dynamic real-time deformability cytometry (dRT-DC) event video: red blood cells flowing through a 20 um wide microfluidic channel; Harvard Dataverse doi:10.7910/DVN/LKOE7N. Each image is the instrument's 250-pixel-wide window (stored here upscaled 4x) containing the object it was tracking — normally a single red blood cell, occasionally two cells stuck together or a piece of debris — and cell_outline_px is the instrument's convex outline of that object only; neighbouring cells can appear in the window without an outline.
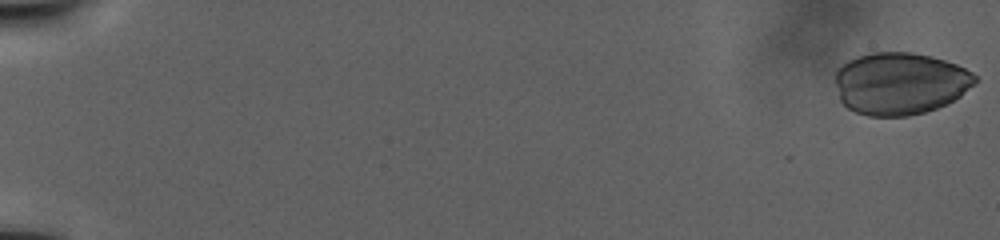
{"species": "human", "species_latin": "Homo sapiens", "temperature_condition": "warm", "stored_images_in_passage": 66, "camera_frame_rate_fps": 3000, "um_per_image_px": 0.085, "donor": {"sex": "male"}, "frame": {"image": 1, "passage_image": 1, "time_ms": 0.0, "image_size_px": [1000, 240], "cell_outline_px": [[980, 80], [960, 96], [948, 104], [924, 112], [908, 116], [868, 116], [856, 112], [848, 108], [840, 100], [836, 84], [836, 72], [848, 60], [872, 52], [912, 52], [932, 56], [956, 64], [972, 72]], "centroid_in_image_um": [76.54, 7.09], "position_along_channel_um": 8.5, "area_um2": 50.81}}
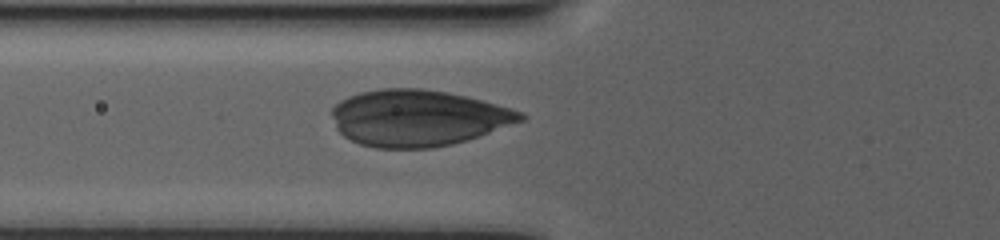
{"frame": {"image": 2, "passage_image": 29, "time_ms": 17.333, "image_size_px": [1000, 240], "cell_outline_px": [[528, 116], [524, 120], [480, 136], [468, 140], [452, 144], [432, 148], [376, 148], [360, 144], [344, 136], [336, 128], [332, 116], [332, 108], [340, 100], [348, 96], [360, 92], [380, 88], [420, 88], [448, 92], [496, 104], [524, 112]], "centroid_in_image_um": [35.52, 10.03], "position_along_channel_um": 90.3, "area_um2": 62.08}}
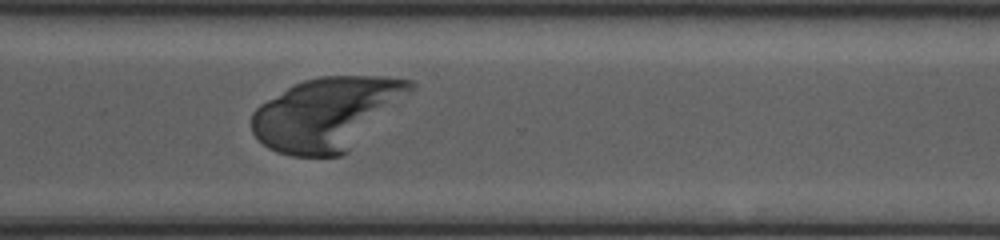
{"frame": {"image": 3, "passage_image": 57, "time_ms": 32.333, "image_size_px": [1000, 240], "cell_outline_px": [[416, 88], [348, 152], [340, 156], [292, 156], [276, 152], [268, 148], [252, 132], [252, 112], [260, 104], [292, 84], [304, 80], [320, 76], [380, 76], [412, 80], [416, 84]], "centroid_in_image_um": [27.79, 9.65], "position_along_channel_um": 342.8, "area_um2": 67.16}}